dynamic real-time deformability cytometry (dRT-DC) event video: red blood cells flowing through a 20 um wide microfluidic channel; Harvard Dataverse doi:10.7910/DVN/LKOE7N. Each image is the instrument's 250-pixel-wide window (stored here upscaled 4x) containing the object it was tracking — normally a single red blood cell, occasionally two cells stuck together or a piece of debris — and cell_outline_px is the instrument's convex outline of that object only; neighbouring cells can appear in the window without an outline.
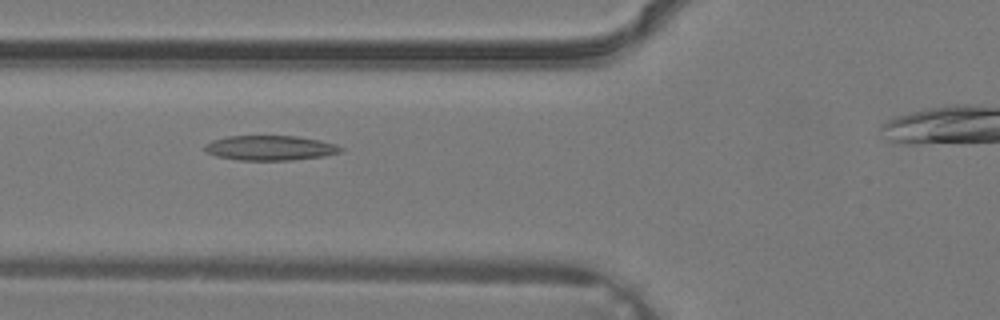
{"species": "common noctule bat (a hibernating species)", "species_latin": "Nyctalus noctula", "temperature_condition": "warm", "stored_images_in_passage": 23, "camera_frame_rate_fps": 3000, "um_per_image_px": 0.085, "animal": {"sex": "male", "body_mass_g": 19.2, "forearm_length_mm": 51.8}, "frame": {"image": 1, "passage_image": 4, "time_ms": 1.0, "image_size_px": [1000, 320], "cell_outline_px": [[344, 152], [324, 156], [292, 160], [240, 160], [216, 156], [208, 152], [204, 148], [204, 144], [212, 140], [228, 136], [296, 136], [336, 144], [344, 148]], "centroid_in_image_um": [22.98, 12.58], "position_along_channel_um": 102.8, "area_um2": 19.65}}
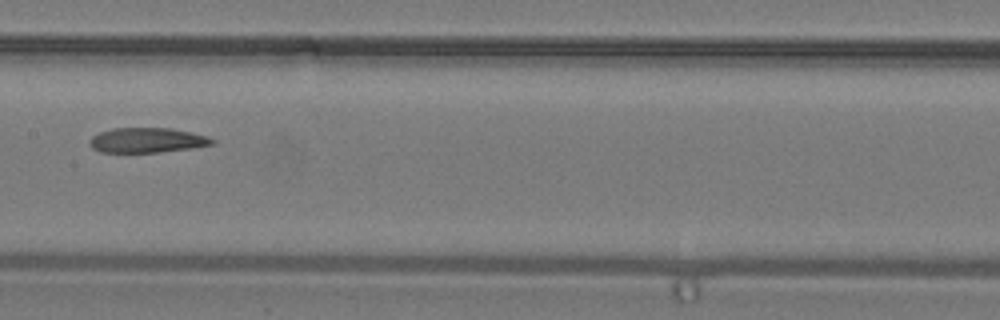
{"frame": {"image": 2, "passage_image": 9, "time_ms": 2.667, "image_size_px": [1000, 320], "cell_outline_px": [[216, 144], [192, 148], [160, 152], [100, 152], [92, 148], [88, 144], [88, 140], [92, 136], [100, 132], [112, 128], [172, 128], [208, 136], [216, 140]], "centroid_in_image_um": [12.51, 11.92], "position_along_channel_um": 194.9, "area_um2": 17.98}}
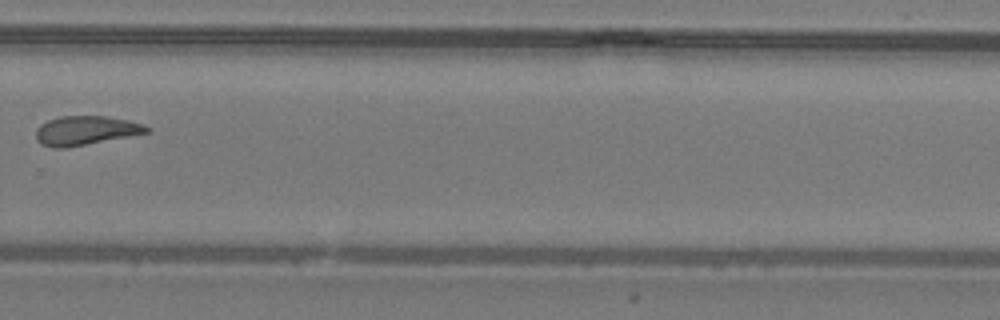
{"frame": {"image": 3, "passage_image": 16, "time_ms": 5.0, "image_size_px": [1000, 320], "cell_outline_px": [[152, 132], [64, 148], [52, 148], [40, 144], [36, 140], [36, 128], [40, 124], [48, 120], [60, 116], [104, 116], [128, 120], [144, 124], [152, 128]], "centroid_in_image_um": [7.29, 11.09], "position_along_channel_um": 322.5, "area_um2": 18.96}}